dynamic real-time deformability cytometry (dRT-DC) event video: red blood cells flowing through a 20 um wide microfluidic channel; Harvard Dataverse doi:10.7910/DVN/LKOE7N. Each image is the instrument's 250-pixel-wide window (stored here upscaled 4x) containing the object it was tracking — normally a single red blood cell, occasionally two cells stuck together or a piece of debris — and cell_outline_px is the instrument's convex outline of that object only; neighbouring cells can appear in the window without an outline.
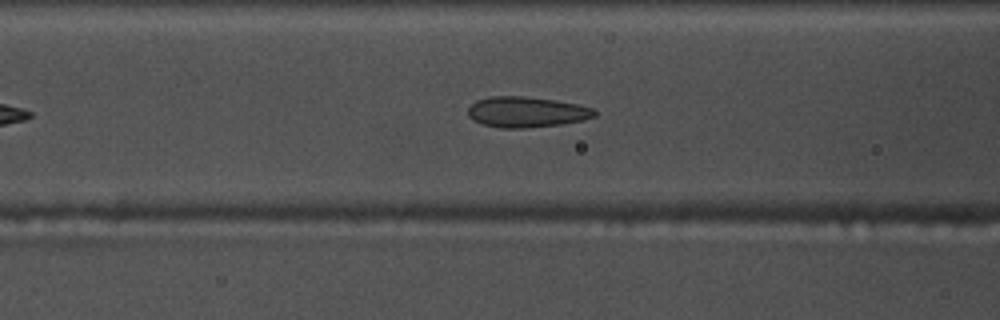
{"species": "common noctule bat (a hibernating species)", "species_latin": "Nyctalus noctula", "temperature_condition": "warm", "stored_images_in_passage": 40, "segment_of_instrument_passage": [1, 2], "camera_frame_rate_fps": 3000, "um_per_image_px": 0.085, "animal": {"sex": "male", "body_mass_g": 17.5, "forearm_length_mm": 52.3}, "frame": {"image": 1, "passage_image": 6, "time_ms": 1.667, "image_size_px": [1000, 320], "cell_outline_px": [[596, 116], [580, 120], [560, 124], [524, 128], [500, 128], [484, 124], [472, 120], [468, 116], [468, 108], [476, 100], [488, 96], [524, 96], [556, 100], [596, 108]], "centroid_in_image_um": [44.73, 9.51], "position_along_channel_um": 121.9, "area_um2": 22.6}}
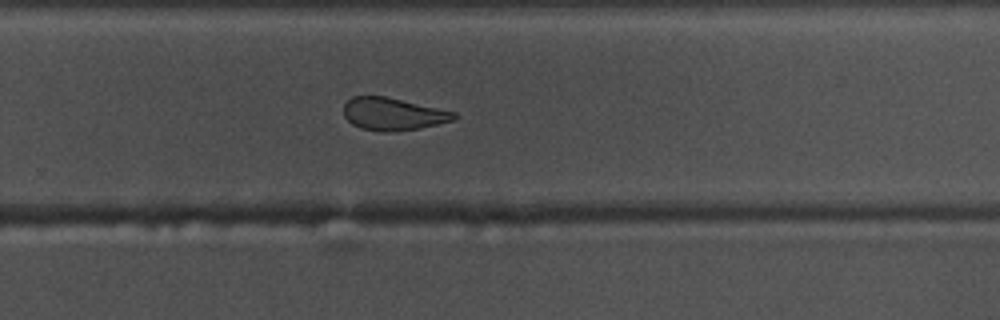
{"frame": {"image": 2, "passage_image": 20, "time_ms": 6.333, "image_size_px": [1000, 320], "cell_outline_px": [[460, 116], [456, 120], [420, 128], [392, 132], [380, 132], [360, 128], [352, 124], [344, 116], [344, 104], [352, 96], [388, 96], [456, 112]], "centroid_in_image_um": [33.44, 9.69], "position_along_channel_um": 296.4, "area_um2": 21.27}}
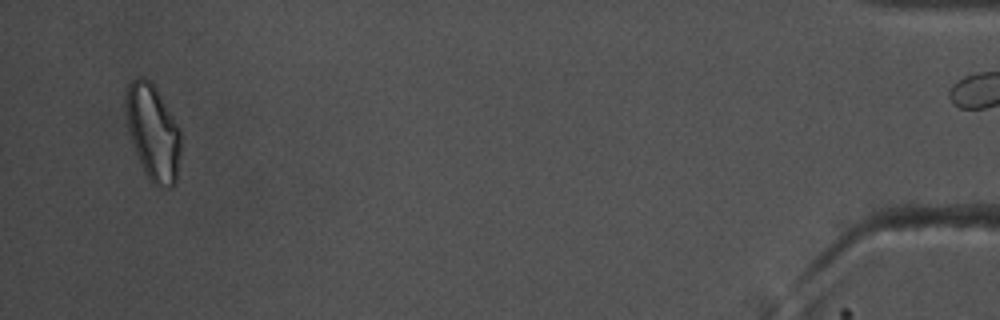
{"frame": {"image": 3, "passage_image": 37, "time_ms": 12.0, "image_size_px": [1000, 320], "cell_outline_px": [[180, 156], [176, 184], [172, 188], [156, 188], [152, 184], [144, 172], [136, 152], [128, 128], [124, 104], [124, 96], [128, 84], [136, 76], [140, 76], [148, 80], [152, 84], [180, 128]], "centroid_in_image_um": [13.0, 11.3], "position_along_channel_um": 422.2, "area_um2": 30.75}}